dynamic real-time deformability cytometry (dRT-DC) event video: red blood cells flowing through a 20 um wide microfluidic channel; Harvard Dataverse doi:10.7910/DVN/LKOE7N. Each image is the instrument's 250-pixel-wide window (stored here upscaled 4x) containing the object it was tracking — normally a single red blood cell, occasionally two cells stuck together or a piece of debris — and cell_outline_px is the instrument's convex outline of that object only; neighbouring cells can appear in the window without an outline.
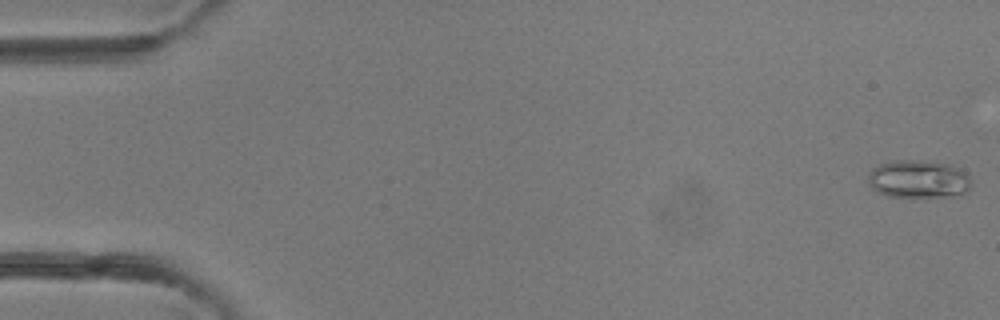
{"species": "common noctule bat (a hibernating species)", "species_latin": "Nyctalus noctula", "temperature_condition": "room temperature", "stored_images_in_passage": 5, "camera_frame_rate_fps": 3000, "um_per_image_px": 0.085, "animal": {"sex": "female"}, "frame": {"image": 1, "passage_image": 1, "time_ms": 0.0, "image_size_px": [1000, 320], "cell_outline_px": [[972, 184], [968, 192], [952, 196], [888, 196], [876, 192], [872, 188], [868, 180], [868, 172], [872, 168], [880, 164], [896, 160], [920, 160], [948, 164], [964, 172], [972, 180]], "centroid_in_image_um": [78.06, 15.22], "position_along_channel_um": 6.9, "area_um2": 22.77}}